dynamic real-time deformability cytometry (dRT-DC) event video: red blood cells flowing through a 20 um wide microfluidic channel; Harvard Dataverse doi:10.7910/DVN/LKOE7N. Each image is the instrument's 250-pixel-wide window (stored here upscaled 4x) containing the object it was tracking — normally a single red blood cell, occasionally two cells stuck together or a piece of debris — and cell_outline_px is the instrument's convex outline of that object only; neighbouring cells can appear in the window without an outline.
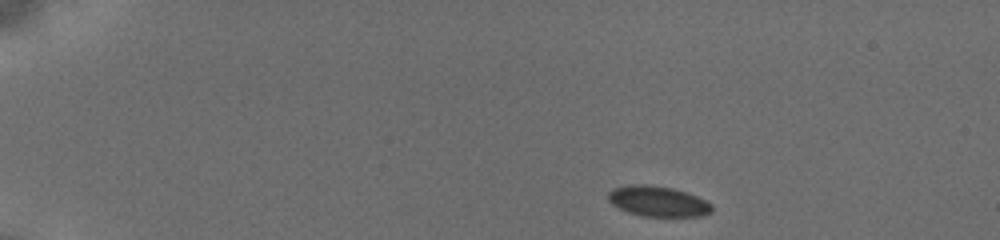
{"species": "common noctule bat (a hibernating species)", "species_latin": "Nyctalus noctula", "temperature_condition": "cold", "stored_images_in_passage": 40, "camera_frame_rate_fps": 3000, "um_per_image_px": 0.085, "animal": {"sex": "female", "body_mass_g": 19.5, "forearm_length_mm": 54.1}, "frame": {"image": 1, "passage_image": 1, "time_ms": 0.0, "image_size_px": [1000, 240], "cell_outline_px": [[712, 212], [700, 216], [644, 216], [628, 212], [612, 204], [608, 200], [608, 192], [612, 188], [628, 184], [644, 184], [672, 188], [696, 196], [712, 204]], "centroid_in_image_um": [55.89, 17.1], "position_along_channel_um": 29.1, "area_um2": 18.26}}
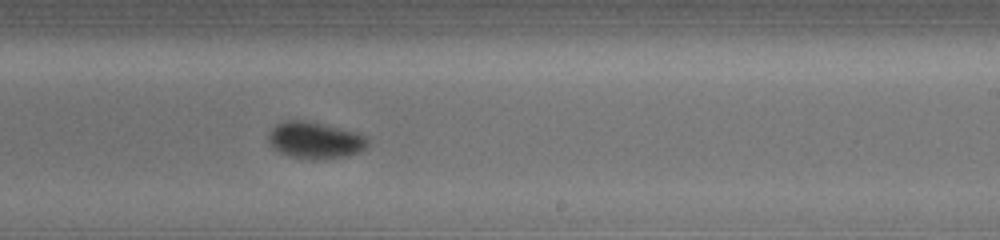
{"frame": {"image": 2, "passage_image": 26, "time_ms": 8.667, "image_size_px": [1000, 240], "cell_outline_px": [[372, 140], [368, 148], [360, 152], [348, 156], [324, 160], [312, 160], [288, 156], [272, 148], [268, 144], [268, 132], [276, 124], [288, 120], [304, 120], [340, 128], [356, 132], [368, 136]], "centroid_in_image_um": [26.83, 11.95], "position_along_channel_um": 262.2, "area_um2": 21.91}}
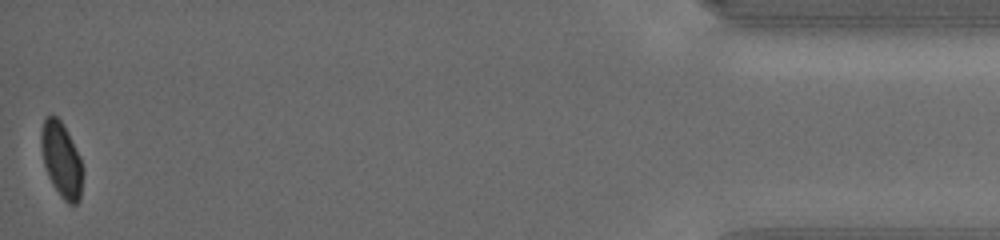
{"frame": {"image": 3, "passage_image": 40, "time_ms": 15.0, "image_size_px": [1000, 240], "cell_outline_px": [[80, 200], [76, 204], [68, 204], [60, 196], [52, 184], [48, 176], [44, 164], [40, 144], [40, 132], [44, 116], [56, 116], [60, 120], [68, 132], [80, 156]], "centroid_in_image_um": [5.17, 13.54], "position_along_channel_um": 430.0, "area_um2": 17.92}, "authors_computed_cell_mechanics": {"area_um2": 19.3052, "velocity_mm_per_s": 3.8172, "shape_relaxation_time_tau1_ms": 2.1033, "shape_relaxation_time_tau2_ms": null, "deformation_change_tau1": 0.0487, "deformation_change_tau2": null}}